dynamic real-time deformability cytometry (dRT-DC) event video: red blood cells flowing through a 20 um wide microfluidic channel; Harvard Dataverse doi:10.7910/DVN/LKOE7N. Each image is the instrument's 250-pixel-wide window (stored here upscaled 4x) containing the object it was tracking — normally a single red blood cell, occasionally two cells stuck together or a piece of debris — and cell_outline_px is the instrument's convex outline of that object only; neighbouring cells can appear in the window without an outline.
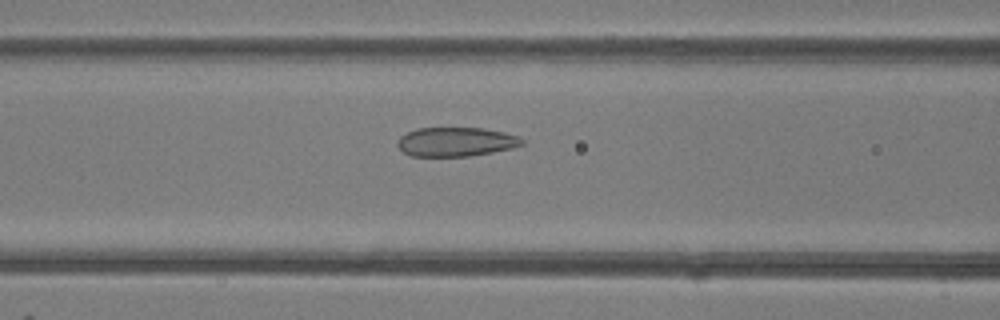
{"species": "common noctule bat (a hibernating species)", "species_latin": "Nyctalus noctula", "temperature_condition": "room temperature", "stored_images_in_passage": 42, "camera_frame_rate_fps": 3000, "um_per_image_px": 0.085, "animal": {"sex": "female"}, "frame": {"image": 1, "passage_image": 14, "time_ms": 4.333, "image_size_px": [1000, 320], "cell_outline_px": [[524, 144], [512, 148], [492, 152], [468, 156], [412, 156], [404, 152], [396, 144], [400, 136], [416, 128], [484, 128], [504, 132], [520, 136], [524, 140]], "centroid_in_image_um": [38.78, 12.05], "position_along_channel_um": 127.8, "area_um2": 21.15}}
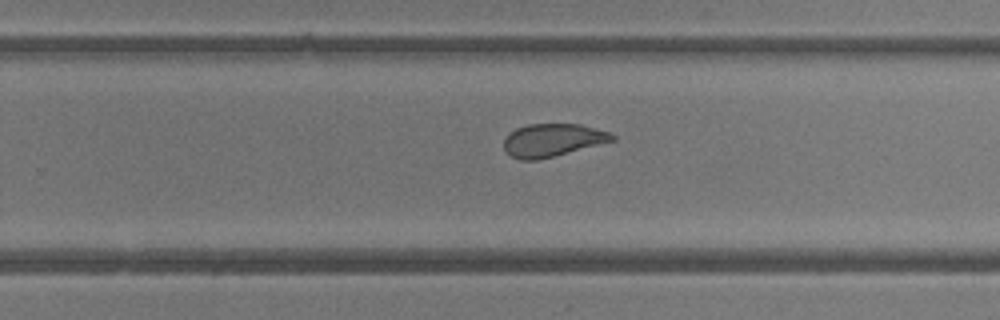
{"frame": {"image": 2, "passage_image": 25, "time_ms": 8.0, "image_size_px": [1000, 320], "cell_outline_px": [[616, 140], [536, 160], [520, 160], [504, 152], [504, 140], [516, 128], [528, 124], [580, 124], [608, 132], [616, 136]], "centroid_in_image_um": [46.95, 11.91], "position_along_channel_um": 282.8, "area_um2": 20.46}}
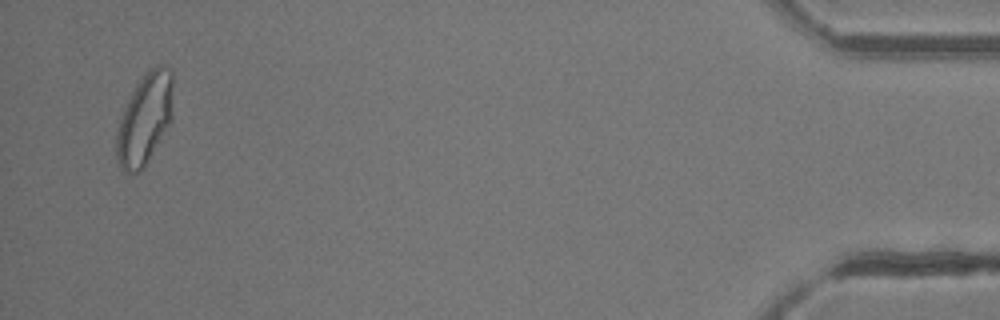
{"frame": {"image": 3, "passage_image": 41, "time_ms": 13.333, "image_size_px": [1000, 320], "cell_outline_px": [[172, 120], [144, 168], [140, 172], [124, 172], [120, 168], [116, 156], [116, 128], [124, 108], [132, 92], [144, 72], [156, 64], [160, 64], [172, 68]], "centroid_in_image_um": [12.3, 10.1], "position_along_channel_um": 422.9, "area_um2": 30.35}, "authors_computed_cell_mechanics": {"area_um2": 23.7558, "velocity_mm_per_s": 4.237, "shape_relaxation_time_tau1_ms": 4.6337, "shape_relaxation_time_tau2_ms": 1.1609, "deformation_change_tau1": 0.132, "deformation_change_tau2": 0.0511}}